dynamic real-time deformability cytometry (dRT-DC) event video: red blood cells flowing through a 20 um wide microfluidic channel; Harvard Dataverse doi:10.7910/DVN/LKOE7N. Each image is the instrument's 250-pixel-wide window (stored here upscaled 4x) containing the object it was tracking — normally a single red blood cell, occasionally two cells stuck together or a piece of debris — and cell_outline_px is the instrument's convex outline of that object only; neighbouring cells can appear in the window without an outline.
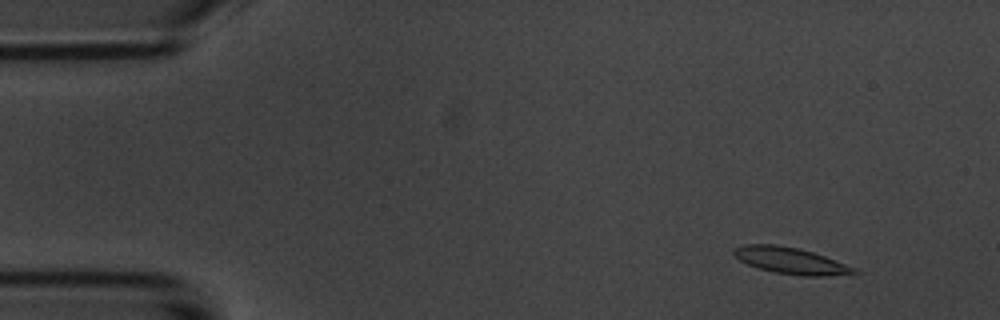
{"species": "common noctule bat (a hibernating species)", "species_latin": "Nyctalus noctula", "temperature_condition": "room temperature", "stored_images_in_passage": 5, "camera_frame_rate_fps": 3000, "um_per_image_px": 0.085, "animal": {"sex": "male", "body_mass_g": 20.1, "forearm_length_mm": 53.5}, "frame": {"image": 1, "passage_image": 2, "time_ms": 1.0, "image_size_px": [1000, 320], "cell_outline_px": [[860, 272], [852, 276], [804, 276], [776, 272], [760, 268], [748, 264], [740, 260], [732, 252], [732, 248], [744, 244], [776, 244], [796, 248], [812, 252], [824, 256], [856, 268]], "centroid_in_image_um": [67.27, 22.17], "position_along_channel_um": 17.7, "area_um2": 18.61}}